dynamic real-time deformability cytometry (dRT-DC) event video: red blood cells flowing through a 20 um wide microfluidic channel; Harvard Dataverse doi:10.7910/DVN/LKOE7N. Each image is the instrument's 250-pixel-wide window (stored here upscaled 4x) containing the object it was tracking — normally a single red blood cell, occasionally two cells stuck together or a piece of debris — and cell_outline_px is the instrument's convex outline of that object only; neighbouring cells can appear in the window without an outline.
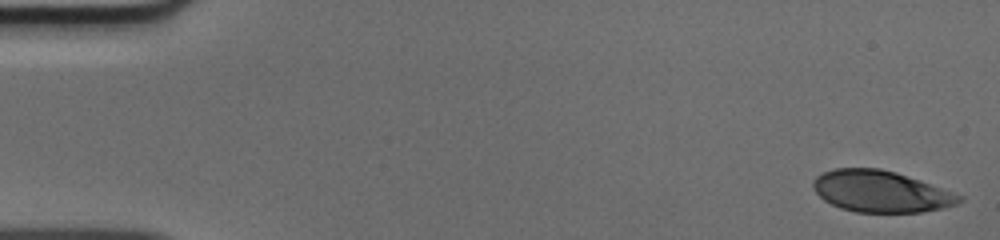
{"species": "human", "species_latin": "Homo sapiens", "temperature_condition": "cold", "stored_images_in_passage": 50, "camera_frame_rate_fps": 3000, "um_per_image_px": 0.085, "donor": {"sex": "male"}, "frame": {"image": 1, "passage_image": 1, "time_ms": 0.0, "image_size_px": [1000, 240], "cell_outline_px": [[964, 200], [956, 204], [940, 208], [920, 212], [856, 212], [840, 208], [824, 200], [812, 188], [812, 180], [816, 176], [824, 172], [836, 168], [880, 168], [896, 172], [964, 196]], "centroid_in_image_um": [74.84, 16.27], "position_along_channel_um": 10.2, "area_um2": 35.14}}
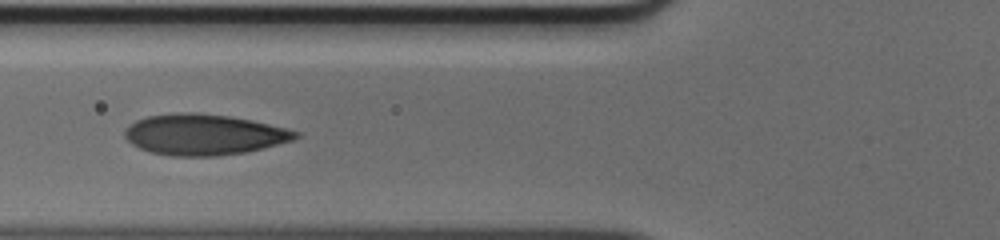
{"frame": {"image": 2, "passage_image": 19, "time_ms": 6.0, "image_size_px": [1000, 240], "cell_outline_px": [[300, 136], [292, 140], [264, 148], [248, 152], [216, 156], [172, 156], [148, 152], [132, 144], [124, 136], [124, 128], [136, 120], [148, 116], [176, 112], [192, 112], [228, 116], [252, 120], [300, 132]], "centroid_in_image_um": [17.3, 11.44], "position_along_channel_um": 108.5, "area_um2": 40.75}}
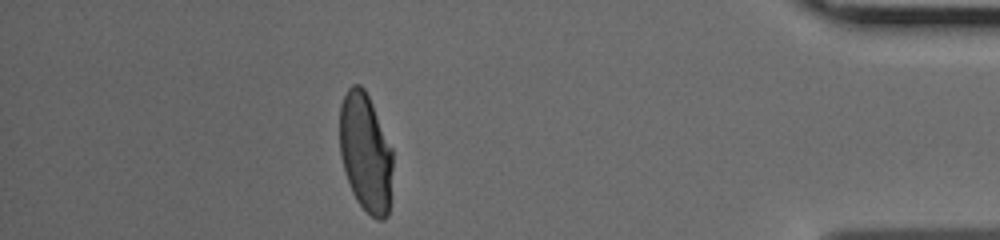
{"frame": {"image": 3, "passage_image": 44, "time_ms": 14.333, "image_size_px": [1000, 240], "cell_outline_px": [[392, 168], [388, 216], [384, 220], [376, 220], [356, 200], [352, 192], [340, 156], [340, 104], [348, 88], [352, 84], [360, 84], [364, 88], [372, 104], [392, 148]], "centroid_in_image_um": [31.07, 12.96], "position_along_channel_um": 404.1, "area_um2": 36.53}}